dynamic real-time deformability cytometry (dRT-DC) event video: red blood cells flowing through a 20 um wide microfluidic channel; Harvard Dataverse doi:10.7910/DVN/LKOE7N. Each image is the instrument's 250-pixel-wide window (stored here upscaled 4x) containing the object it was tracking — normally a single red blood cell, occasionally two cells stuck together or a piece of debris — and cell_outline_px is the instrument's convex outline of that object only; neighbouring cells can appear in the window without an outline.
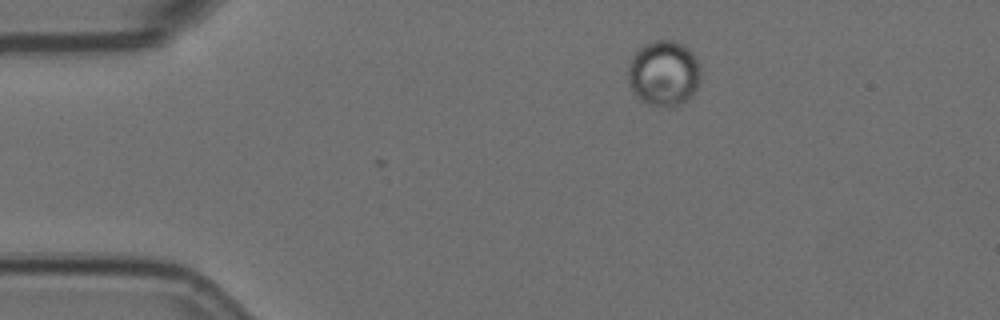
{"species": "Egyptian fruit bat (a non-hibernating species)", "species_latin": "Rousettus aegyptiacus", "temperature_condition": "room temperature", "stored_images_in_passage": 44, "camera_frame_rate_fps": 3000, "um_per_image_px": 0.085, "animal": {"sex": "female"}, "frame": {"image": 1, "passage_image": 1, "time_ms": 0.0, "image_size_px": [1000, 320], "cell_outline_px": [[700, 84], [696, 92], [688, 100], [676, 108], [648, 104], [636, 96], [628, 84], [628, 68], [632, 56], [644, 44], [652, 40], [672, 40], [684, 44], [696, 56], [700, 64]], "centroid_in_image_um": [56.46, 6.24], "position_along_channel_um": 28.5, "area_um2": 28.38}}
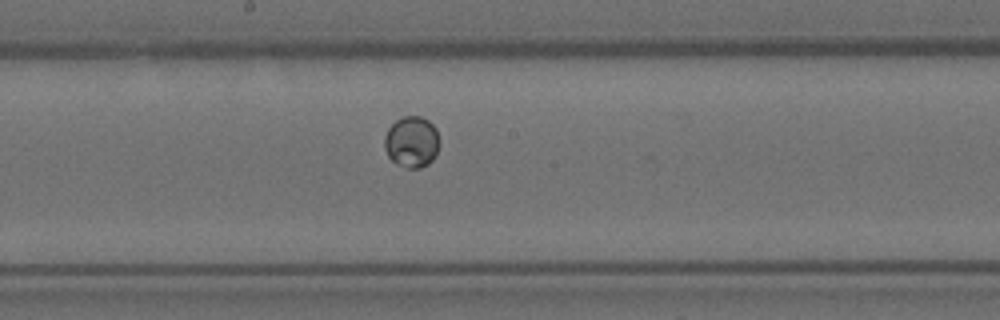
{"frame": {"image": 2, "passage_image": 24, "time_ms": 7.667, "image_size_px": [1000, 320], "cell_outline_px": [[440, 144], [436, 156], [428, 164], [420, 168], [408, 168], [396, 164], [388, 156], [384, 148], [384, 136], [388, 128], [396, 120], [404, 116], [420, 116], [428, 120], [436, 128], [440, 140]], "centroid_in_image_um": [35.01, 12.06], "position_along_channel_um": 213.2, "area_um2": 16.7}}
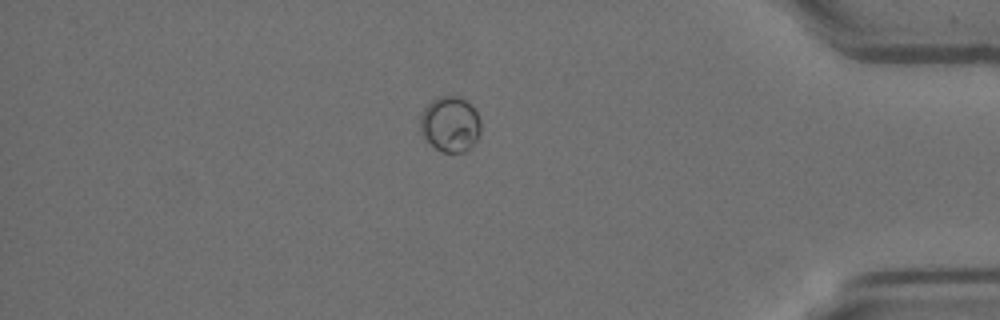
{"frame": {"image": 3, "passage_image": 44, "time_ms": 14.333, "image_size_px": [1000, 320], "cell_outline_px": [[480, 132], [476, 140], [464, 152], [440, 152], [420, 132], [420, 112], [436, 96], [460, 96], [472, 104], [480, 120]], "centroid_in_image_um": [38.26, 10.52], "position_along_channel_um": 396.9, "area_um2": 19.65}}